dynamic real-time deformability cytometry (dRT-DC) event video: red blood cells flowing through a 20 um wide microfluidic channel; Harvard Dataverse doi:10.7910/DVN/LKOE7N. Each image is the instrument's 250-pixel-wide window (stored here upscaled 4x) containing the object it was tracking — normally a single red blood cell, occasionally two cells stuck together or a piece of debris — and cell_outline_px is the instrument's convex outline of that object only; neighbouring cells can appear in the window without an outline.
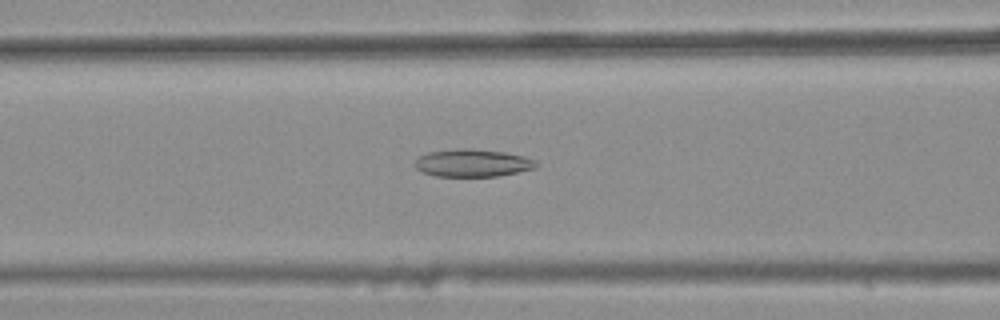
{"species": "common noctule bat (a hibernating species)", "species_latin": "Nyctalus noctula", "temperature_condition": "warm", "stored_images_in_passage": 45, "camera_frame_rate_fps": 3000, "um_per_image_px": 0.085, "animal": {"sex": "female", "body_mass_g": 25.1}, "frame": {"image": 1, "passage_image": 21, "time_ms": 6.667, "image_size_px": [1000, 320], "cell_outline_px": [[540, 164], [536, 168], [500, 176], [436, 176], [424, 172], [416, 168], [412, 164], [420, 156], [428, 152], [456, 148], [472, 148], [504, 152], [524, 156], [536, 160]], "centroid_in_image_um": [40.2, 13.84], "position_along_channel_um": 126.4, "area_um2": 19.71}}
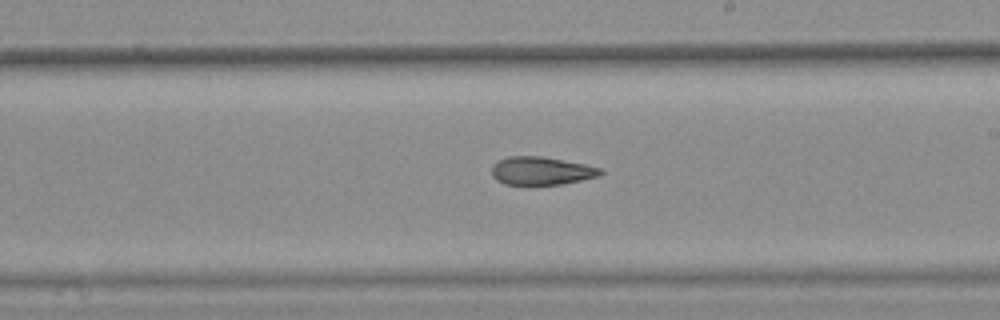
{"frame": {"image": 2, "passage_image": 30, "time_ms": 9.667, "image_size_px": [1000, 320], "cell_outline_px": [[604, 172], [600, 176], [560, 184], [504, 184], [496, 180], [492, 176], [492, 164], [496, 160], [508, 156], [544, 156], [604, 168]], "centroid_in_image_um": [46.01, 14.5], "position_along_channel_um": 243.0, "area_um2": 17.98}}
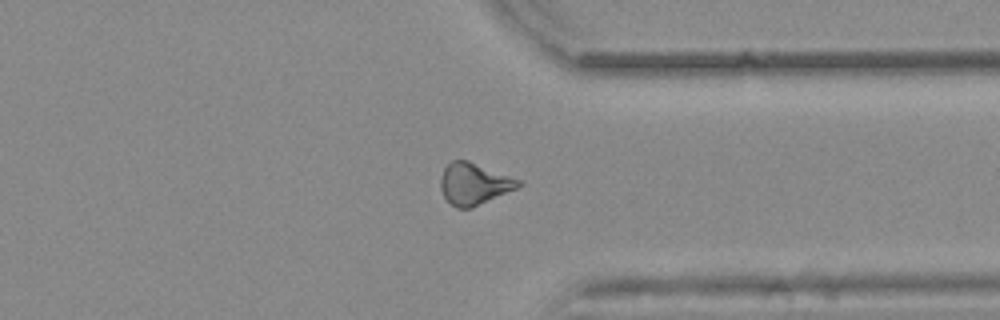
{"frame": {"image": 3, "passage_image": 40, "time_ms": 13.0, "image_size_px": [1000, 320], "cell_outline_px": [[524, 184], [516, 188], [472, 208], [456, 208], [444, 196], [440, 188], [440, 176], [444, 168], [452, 160], [468, 160], [520, 180]], "centroid_in_image_um": [40.27, 15.62], "position_along_channel_um": 371.1, "area_um2": 18.73}, "authors_computed_cell_mechanics": {"area_um2": 18.9584, "velocity_mm_per_s": 3.8966, "shape_relaxation_time_tau1_ms": null, "shape_relaxation_time_tau2_ms": 5.133, "deformation_change_tau1": null, "deformation_change_tau2": 0.1558}}